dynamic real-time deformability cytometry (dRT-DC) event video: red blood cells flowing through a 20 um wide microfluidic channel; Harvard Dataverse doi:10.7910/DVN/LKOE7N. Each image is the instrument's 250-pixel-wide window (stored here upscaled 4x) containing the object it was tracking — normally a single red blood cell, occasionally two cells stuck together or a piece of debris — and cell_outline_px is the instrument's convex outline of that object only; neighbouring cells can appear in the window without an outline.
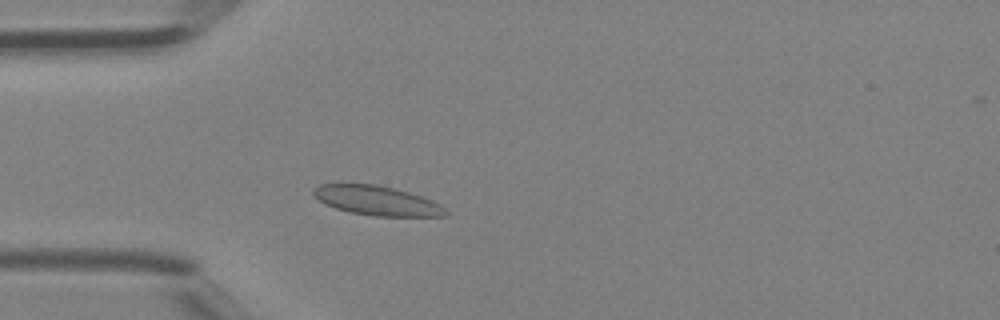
{"species": "Egyptian fruit bat (a non-hibernating species)", "species_latin": "Rousettus aegyptiacus", "temperature_condition": "room temperature", "stored_images_in_passage": 38, "camera_frame_rate_fps": 3000, "um_per_image_px": 0.085, "animal": {"sex": "female"}, "frame": {"image": 1, "passage_image": 8, "time_ms": 2.333, "image_size_px": [1000, 320], "cell_outline_px": [[448, 216], [376, 216], [348, 212], [324, 204], [312, 196], [312, 188], [320, 184], [376, 184], [408, 192], [432, 200], [440, 204], [448, 212]], "centroid_in_image_um": [31.99, 17.05], "position_along_channel_um": 53.0, "area_um2": 22.72}}
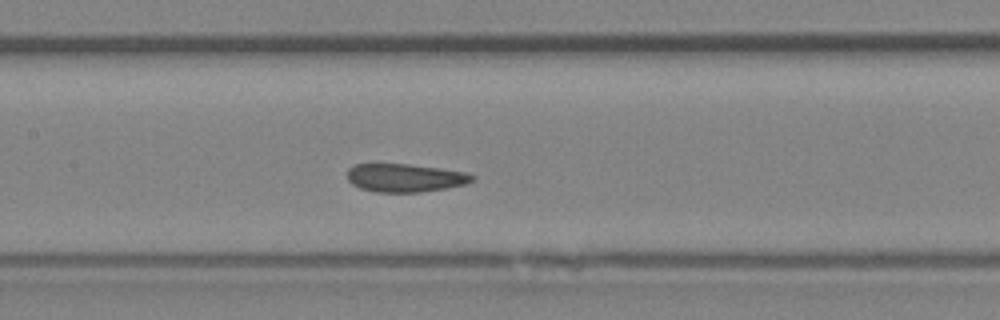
{"frame": {"image": 2, "passage_image": 16, "time_ms": 5.0, "image_size_px": [1000, 320], "cell_outline_px": [[476, 176], [472, 180], [464, 184], [444, 188], [420, 192], [376, 192], [360, 188], [352, 184], [348, 180], [348, 168], [356, 164], [408, 164], [440, 168], [464, 172]], "centroid_in_image_um": [34.4, 15.11], "position_along_channel_um": 173.0, "area_um2": 20.35}}
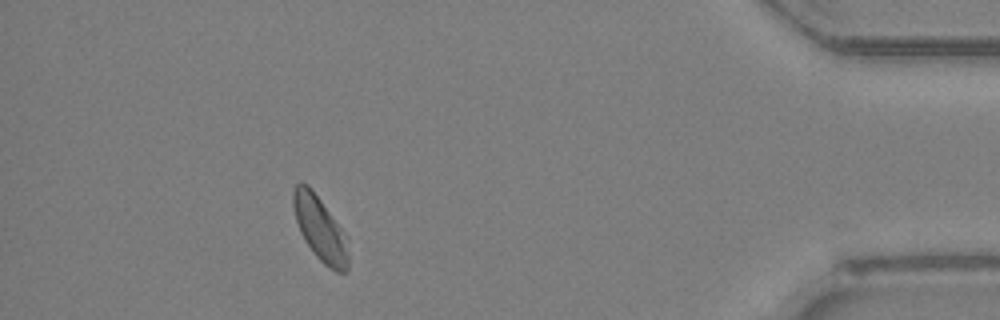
{"frame": {"image": 3, "passage_image": 34, "time_ms": 11.0, "image_size_px": [1000, 320], "cell_outline_px": [[348, 268], [344, 272], [336, 272], [324, 264], [316, 256], [304, 240], [300, 232], [296, 220], [292, 204], [292, 192], [296, 184], [300, 180], [308, 184], [312, 188], [340, 228], [348, 240]], "centroid_in_image_um": [27.18, 19.42], "position_along_channel_um": 408.0, "area_um2": 20.58}}